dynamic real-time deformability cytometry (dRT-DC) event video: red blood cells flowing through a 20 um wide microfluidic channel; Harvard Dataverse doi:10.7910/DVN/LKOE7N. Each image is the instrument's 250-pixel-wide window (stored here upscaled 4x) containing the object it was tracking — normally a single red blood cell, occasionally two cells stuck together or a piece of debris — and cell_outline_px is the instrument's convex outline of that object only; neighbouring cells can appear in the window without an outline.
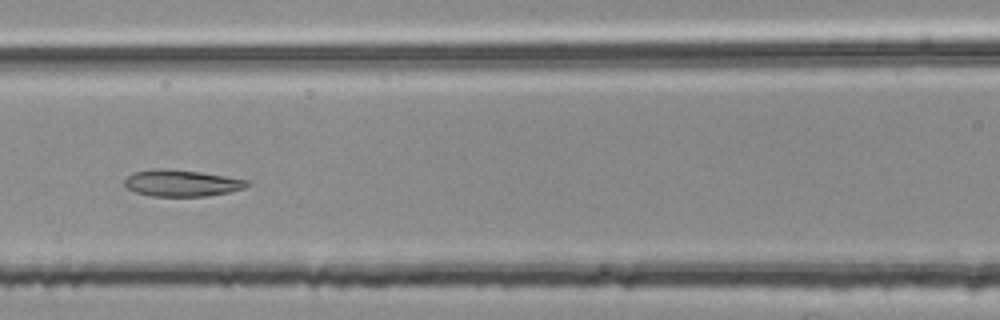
{"species": "common noctule bat (a hibernating species)", "species_latin": "Nyctalus noctula", "temperature_condition": "room temperature", "stored_images_in_passage": 52, "segment_of_instrument_passage": [2, 2], "camera_frame_rate_fps": 3000, "um_per_image_px": 0.085, "animal": {"sex": "female", "body_mass_g": 25.1}, "frame": {"image": 1, "passage_image": 24, "time_ms": 7.667, "image_size_px": [1000, 320], "cell_outline_px": [[252, 184], [244, 188], [228, 192], [204, 196], [152, 196], [136, 192], [128, 188], [124, 184], [124, 180], [132, 172], [160, 168], [164, 168], [200, 172], [248, 180]], "centroid_in_image_um": [15.44, 15.56], "position_along_channel_um": 151.2, "area_um2": 18.84}}
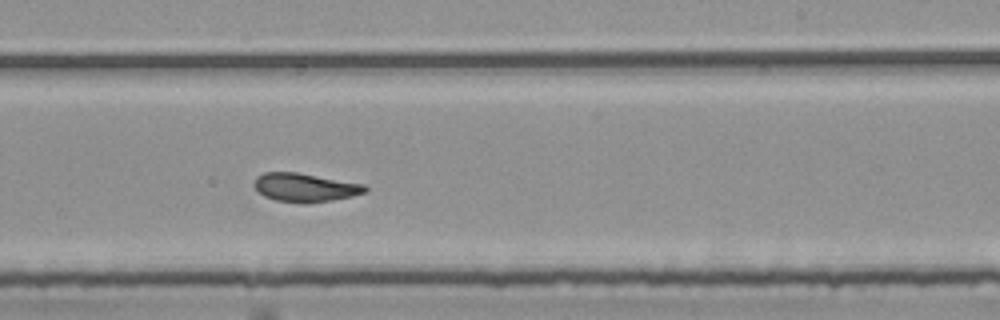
{"frame": {"image": 2, "passage_image": 33, "time_ms": 10.667, "image_size_px": [1000, 320], "cell_outline_px": [[368, 192], [352, 196], [332, 200], [276, 200], [264, 196], [252, 184], [256, 176], [264, 172], [296, 172], [364, 184], [368, 188]], "centroid_in_image_um": [25.93, 15.88], "position_along_channel_um": 263.1, "area_um2": 17.74}}
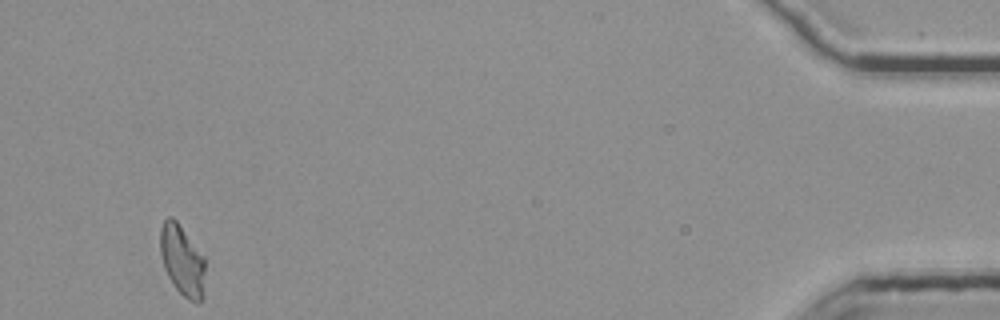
{"frame": {"image": 3, "passage_image": 52, "time_ms": 17.0, "image_size_px": [1000, 320], "cell_outline_px": [[204, 296], [196, 304], [188, 300], [172, 284], [164, 268], [160, 252], [160, 228], [164, 220], [168, 216], [172, 216], [176, 220], [204, 256]], "centroid_in_image_um": [15.48, 22.14], "position_along_channel_um": 419.7, "area_um2": 18.55}}